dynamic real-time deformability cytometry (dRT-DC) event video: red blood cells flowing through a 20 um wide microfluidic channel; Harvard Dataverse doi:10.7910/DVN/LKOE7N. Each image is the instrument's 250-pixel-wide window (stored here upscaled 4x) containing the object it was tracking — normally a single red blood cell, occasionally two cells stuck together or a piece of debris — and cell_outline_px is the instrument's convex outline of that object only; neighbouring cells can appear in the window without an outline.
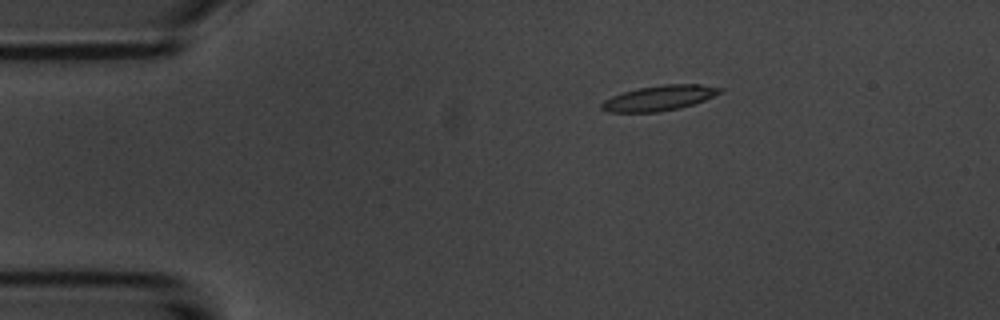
{"species": "common noctule bat (a hibernating species)", "species_latin": "Nyctalus noctula", "temperature_condition": "room temperature", "stored_images_in_passage": 7, "camera_frame_rate_fps": 3000, "um_per_image_px": 0.085, "animal": {"sex": "male", "body_mass_g": 20.1, "forearm_length_mm": 53.5}, "frame": {"image": 1, "passage_image": 3, "time_ms": 2.333, "image_size_px": [1000, 320], "cell_outline_px": [[724, 92], [704, 100], [680, 108], [656, 112], [608, 112], [600, 108], [600, 104], [604, 100], [612, 96], [624, 92], [640, 88], [664, 84], [700, 84], [724, 88]], "centroid_in_image_um": [56.06, 8.33], "position_along_channel_um": 28.9, "area_um2": 17.34}}
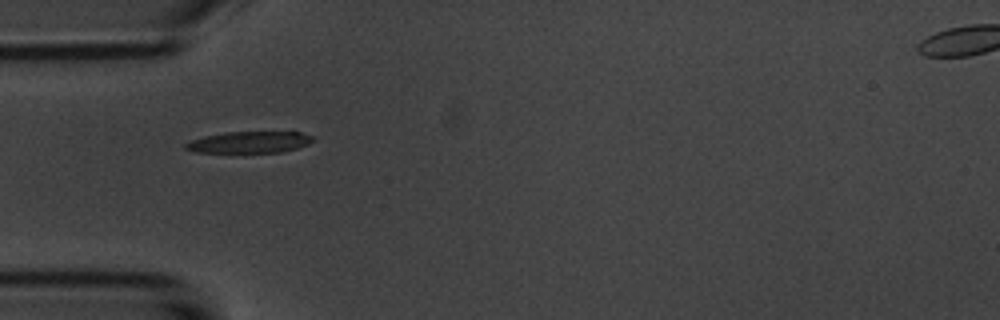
{"frame": {"image": 2, "passage_image": 5, "time_ms": 4.667, "image_size_px": [1000, 320], "cell_outline_px": [[316, 140], [308, 144], [296, 148], [280, 152], [196, 152], [184, 148], [184, 144], [192, 140], [204, 136], [224, 132], [300, 132], [312, 136]], "centroid_in_image_um": [21.2, 12.08], "position_along_channel_um": 63.8, "area_um2": 15.84}}
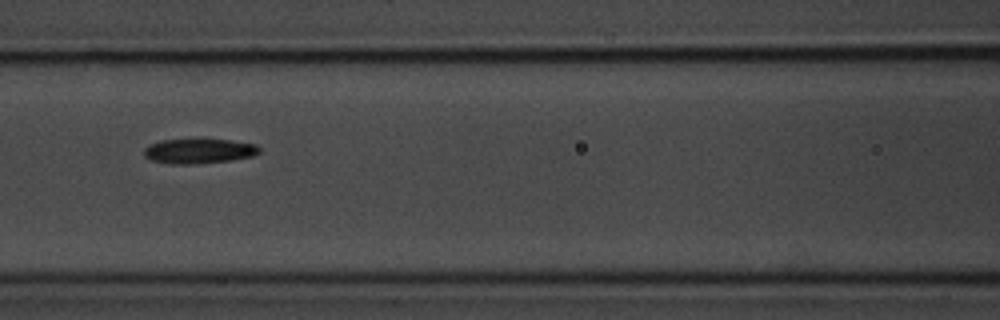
{"frame": {"image": 3, "passage_image": 7, "time_ms": 7.0, "image_size_px": [1000, 320], "cell_outline_px": [[260, 152], [252, 156], [232, 160], [192, 164], [168, 164], [152, 160], [144, 156], [144, 148], [148, 144], [160, 140], [200, 136], [232, 140], [256, 144], [260, 148]], "centroid_in_image_um": [16.88, 12.78], "position_along_channel_um": 149.7, "area_um2": 17.69}}